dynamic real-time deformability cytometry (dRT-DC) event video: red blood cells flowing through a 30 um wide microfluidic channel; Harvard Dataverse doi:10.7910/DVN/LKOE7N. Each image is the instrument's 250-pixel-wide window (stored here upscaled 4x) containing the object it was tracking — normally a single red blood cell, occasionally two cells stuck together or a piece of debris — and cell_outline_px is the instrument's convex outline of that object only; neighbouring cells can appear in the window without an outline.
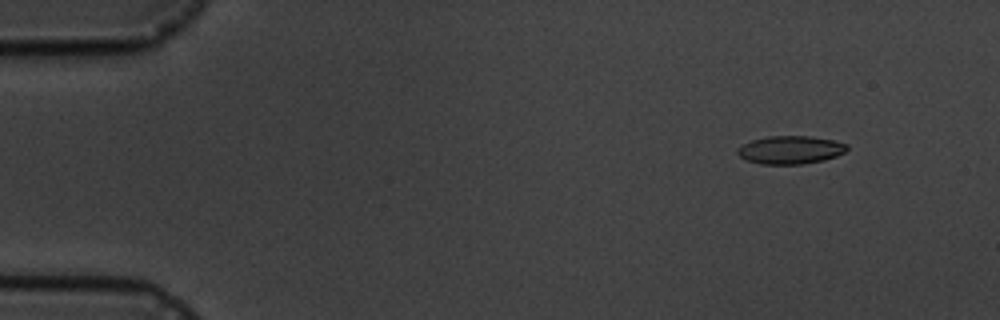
{"species": "common noctule bat (a hibernating species)", "species_latin": "Nyctalus noctula", "temperature_condition": "cold", "stored_images_in_passage": 11, "camera_frame_rate_fps": 3000, "um_per_image_px": 0.085, "animal": {"sex": "male", "body_mass_g": 19.5, "forearm_length_mm": 54.6}, "frame": {"image": 1, "passage_image": 2, "time_ms": 1.333, "image_size_px": [1000, 320], "cell_outline_px": [[848, 148], [844, 152], [836, 156], [824, 160], [800, 164], [760, 164], [748, 160], [740, 156], [736, 152], [736, 148], [752, 140], [768, 136], [812, 136], [832, 140], [848, 144]], "centroid_in_image_um": [67.18, 12.73], "position_along_channel_um": 17.8, "area_um2": 17.86}}
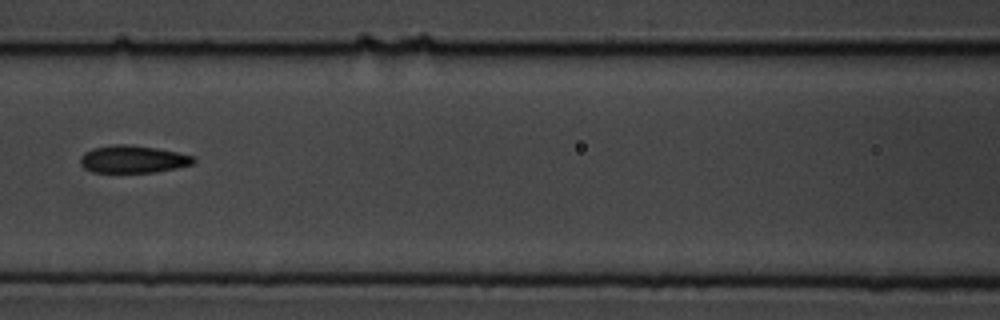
{"frame": {"image": 2, "passage_image": 7, "time_ms": 8.0, "image_size_px": [1000, 320], "cell_outline_px": [[196, 160], [192, 164], [176, 168], [156, 172], [92, 172], [84, 168], [80, 164], [80, 156], [84, 152], [92, 148], [116, 144], [132, 144], [156, 148], [196, 156]], "centroid_in_image_um": [11.29, 13.52], "position_along_channel_um": 155.3, "area_um2": 18.26}}
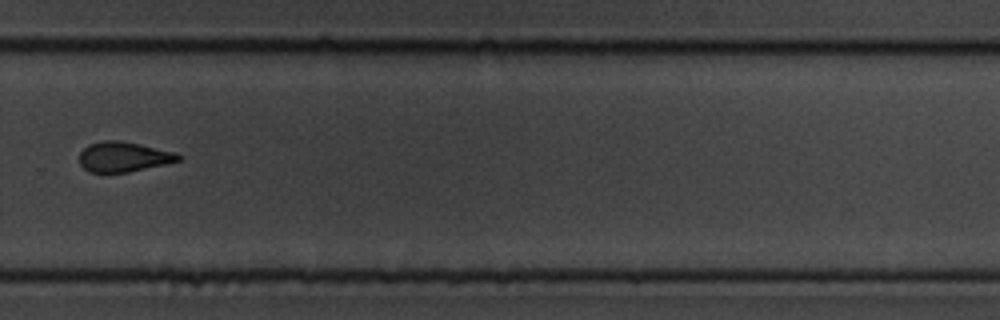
{"frame": {"image": 3, "passage_image": 11, "time_ms": 12.667, "image_size_px": [1000, 320], "cell_outline_px": [[180, 160], [164, 164], [128, 172], [88, 172], [80, 164], [80, 152], [88, 144], [104, 140], [120, 140], [140, 144], [176, 152], [180, 156]], "centroid_in_image_um": [10.48, 13.32], "position_along_channel_um": 319.3, "area_um2": 17.22}}